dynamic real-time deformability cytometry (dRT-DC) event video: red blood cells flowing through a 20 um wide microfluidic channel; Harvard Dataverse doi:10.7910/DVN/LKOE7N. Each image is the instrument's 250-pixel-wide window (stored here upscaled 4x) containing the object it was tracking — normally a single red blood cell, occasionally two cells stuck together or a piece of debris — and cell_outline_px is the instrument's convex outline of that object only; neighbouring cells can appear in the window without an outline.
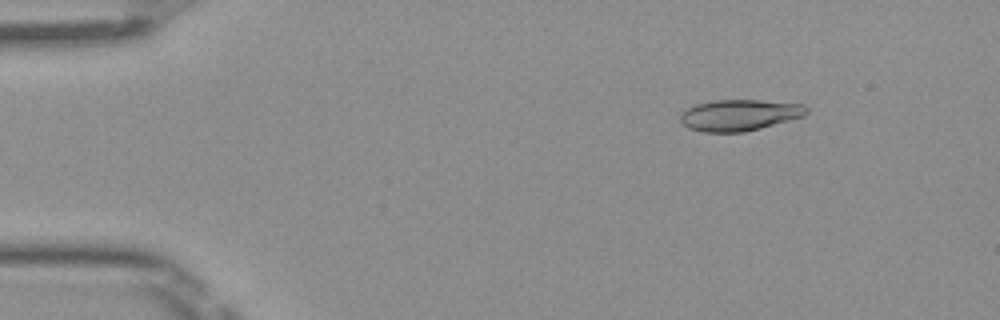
{"species": "Egyptian fruit bat (a non-hibernating species)", "species_latin": "Rousettus aegyptiacus", "temperature_condition": "room temperature", "stored_images_in_passage": 50, "camera_frame_rate_fps": 3000, "um_per_image_px": 0.085, "frame": {"image": 1, "passage_image": 7, "time_ms": 2.0, "image_size_px": [1000, 320], "cell_outline_px": [[808, 112], [804, 116], [760, 128], [744, 132], [704, 132], [688, 128], [680, 120], [680, 116], [688, 108], [696, 104], [712, 100], [760, 100], [804, 104], [808, 108]], "centroid_in_image_um": [62.87, 9.78], "position_along_channel_um": 22.1, "area_um2": 22.89}}
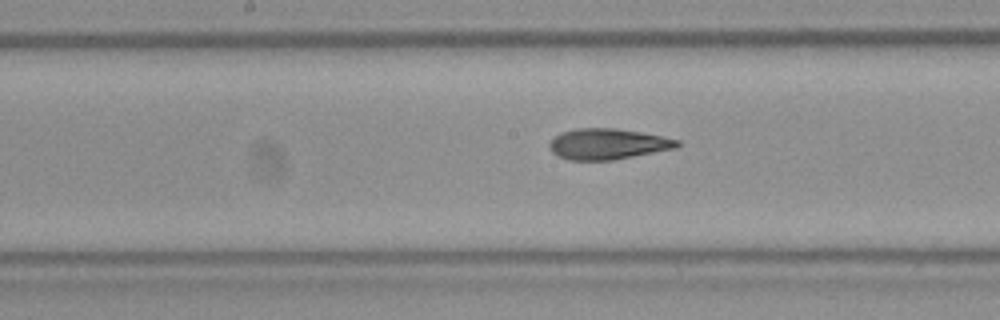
{"frame": {"image": 2, "passage_image": 26, "time_ms": 8.333, "image_size_px": [1000, 320], "cell_outline_px": [[680, 144], [676, 148], [612, 160], [568, 160], [556, 156], [548, 148], [548, 144], [552, 136], [560, 132], [576, 128], [616, 128], [640, 132], [680, 140]], "centroid_in_image_um": [51.58, 12.23], "position_along_channel_um": 196.6, "area_um2": 23.12}}
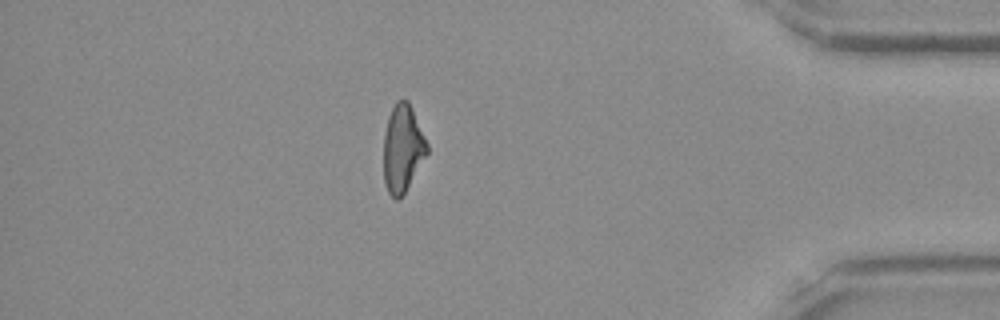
{"frame": {"image": 3, "passage_image": 44, "time_ms": 14.333, "image_size_px": [1000, 320], "cell_outline_px": [[428, 152], [404, 192], [396, 200], [388, 192], [384, 184], [384, 132], [388, 116], [396, 100], [408, 100], [412, 108], [428, 144]], "centroid_in_image_um": [34.21, 12.58], "position_along_channel_um": 401.0, "area_um2": 21.85}, "authors_computed_cell_mechanics": {"area_um2": 22.9177, "velocity_mm_per_s": 4.0455, "shape_relaxation_time_tau1_ms": 6.744, "shape_relaxation_time_tau2_ms": 3.0343, "deformation_change_tau1": 0.198, "deformation_change_tau2": 0.1032}}